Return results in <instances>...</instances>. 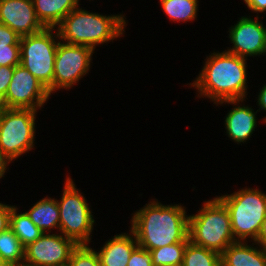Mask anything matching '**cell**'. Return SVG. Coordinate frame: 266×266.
I'll return each mask as SVG.
<instances>
[{
	"label": "cell",
	"instance_id": "obj_19",
	"mask_svg": "<svg viewBox=\"0 0 266 266\" xmlns=\"http://www.w3.org/2000/svg\"><path fill=\"white\" fill-rule=\"evenodd\" d=\"M9 228L18 237L24 247L37 240L43 234L26 213L17 214V208L14 206L10 213Z\"/></svg>",
	"mask_w": 266,
	"mask_h": 266
},
{
	"label": "cell",
	"instance_id": "obj_17",
	"mask_svg": "<svg viewBox=\"0 0 266 266\" xmlns=\"http://www.w3.org/2000/svg\"><path fill=\"white\" fill-rule=\"evenodd\" d=\"M79 0H33L35 13L46 28L59 25L64 17L78 7Z\"/></svg>",
	"mask_w": 266,
	"mask_h": 266
},
{
	"label": "cell",
	"instance_id": "obj_8",
	"mask_svg": "<svg viewBox=\"0 0 266 266\" xmlns=\"http://www.w3.org/2000/svg\"><path fill=\"white\" fill-rule=\"evenodd\" d=\"M36 112L0 107V149L11 160L33 148Z\"/></svg>",
	"mask_w": 266,
	"mask_h": 266
},
{
	"label": "cell",
	"instance_id": "obj_15",
	"mask_svg": "<svg viewBox=\"0 0 266 266\" xmlns=\"http://www.w3.org/2000/svg\"><path fill=\"white\" fill-rule=\"evenodd\" d=\"M221 266H266V250L236 241L221 254Z\"/></svg>",
	"mask_w": 266,
	"mask_h": 266
},
{
	"label": "cell",
	"instance_id": "obj_24",
	"mask_svg": "<svg viewBox=\"0 0 266 266\" xmlns=\"http://www.w3.org/2000/svg\"><path fill=\"white\" fill-rule=\"evenodd\" d=\"M67 266H101L97 252L87 245H78L71 253Z\"/></svg>",
	"mask_w": 266,
	"mask_h": 266
},
{
	"label": "cell",
	"instance_id": "obj_4",
	"mask_svg": "<svg viewBox=\"0 0 266 266\" xmlns=\"http://www.w3.org/2000/svg\"><path fill=\"white\" fill-rule=\"evenodd\" d=\"M188 236L193 244L219 254L236 242L229 212L217 197L205 202L196 215L189 216Z\"/></svg>",
	"mask_w": 266,
	"mask_h": 266
},
{
	"label": "cell",
	"instance_id": "obj_28",
	"mask_svg": "<svg viewBox=\"0 0 266 266\" xmlns=\"http://www.w3.org/2000/svg\"><path fill=\"white\" fill-rule=\"evenodd\" d=\"M13 72L14 67L0 66V103L5 98Z\"/></svg>",
	"mask_w": 266,
	"mask_h": 266
},
{
	"label": "cell",
	"instance_id": "obj_1",
	"mask_svg": "<svg viewBox=\"0 0 266 266\" xmlns=\"http://www.w3.org/2000/svg\"><path fill=\"white\" fill-rule=\"evenodd\" d=\"M181 205L151 201L134 213L131 230L138 246L150 251L177 242H189V216Z\"/></svg>",
	"mask_w": 266,
	"mask_h": 266
},
{
	"label": "cell",
	"instance_id": "obj_6",
	"mask_svg": "<svg viewBox=\"0 0 266 266\" xmlns=\"http://www.w3.org/2000/svg\"><path fill=\"white\" fill-rule=\"evenodd\" d=\"M53 28H45L41 32L20 38V64L35 76L53 93L54 63L59 33L52 34Z\"/></svg>",
	"mask_w": 266,
	"mask_h": 266
},
{
	"label": "cell",
	"instance_id": "obj_11",
	"mask_svg": "<svg viewBox=\"0 0 266 266\" xmlns=\"http://www.w3.org/2000/svg\"><path fill=\"white\" fill-rule=\"evenodd\" d=\"M77 246L64 235L43 233L24 248V262L32 266H67Z\"/></svg>",
	"mask_w": 266,
	"mask_h": 266
},
{
	"label": "cell",
	"instance_id": "obj_34",
	"mask_svg": "<svg viewBox=\"0 0 266 266\" xmlns=\"http://www.w3.org/2000/svg\"><path fill=\"white\" fill-rule=\"evenodd\" d=\"M0 266H8L6 264V262L2 259V257L0 256Z\"/></svg>",
	"mask_w": 266,
	"mask_h": 266
},
{
	"label": "cell",
	"instance_id": "obj_3",
	"mask_svg": "<svg viewBox=\"0 0 266 266\" xmlns=\"http://www.w3.org/2000/svg\"><path fill=\"white\" fill-rule=\"evenodd\" d=\"M122 15L103 16L78 7L69 12L57 26L59 39L68 44L95 46L123 35L125 19Z\"/></svg>",
	"mask_w": 266,
	"mask_h": 266
},
{
	"label": "cell",
	"instance_id": "obj_10",
	"mask_svg": "<svg viewBox=\"0 0 266 266\" xmlns=\"http://www.w3.org/2000/svg\"><path fill=\"white\" fill-rule=\"evenodd\" d=\"M49 96L48 89L20 64L14 67L11 82L0 107L37 111Z\"/></svg>",
	"mask_w": 266,
	"mask_h": 266
},
{
	"label": "cell",
	"instance_id": "obj_12",
	"mask_svg": "<svg viewBox=\"0 0 266 266\" xmlns=\"http://www.w3.org/2000/svg\"><path fill=\"white\" fill-rule=\"evenodd\" d=\"M229 38L233 43V48L227 52L245 58L246 56H255L264 54L266 46V27L263 23L251 19L250 17H241L235 26L229 30Z\"/></svg>",
	"mask_w": 266,
	"mask_h": 266
},
{
	"label": "cell",
	"instance_id": "obj_22",
	"mask_svg": "<svg viewBox=\"0 0 266 266\" xmlns=\"http://www.w3.org/2000/svg\"><path fill=\"white\" fill-rule=\"evenodd\" d=\"M188 242H177L150 250L153 266H182L184 250Z\"/></svg>",
	"mask_w": 266,
	"mask_h": 266
},
{
	"label": "cell",
	"instance_id": "obj_2",
	"mask_svg": "<svg viewBox=\"0 0 266 266\" xmlns=\"http://www.w3.org/2000/svg\"><path fill=\"white\" fill-rule=\"evenodd\" d=\"M246 59L224 51L207 58L199 77L192 83L201 96L219 104H238L246 95Z\"/></svg>",
	"mask_w": 266,
	"mask_h": 266
},
{
	"label": "cell",
	"instance_id": "obj_20",
	"mask_svg": "<svg viewBox=\"0 0 266 266\" xmlns=\"http://www.w3.org/2000/svg\"><path fill=\"white\" fill-rule=\"evenodd\" d=\"M24 248L10 228L0 233V256L8 266H14L24 262Z\"/></svg>",
	"mask_w": 266,
	"mask_h": 266
},
{
	"label": "cell",
	"instance_id": "obj_5",
	"mask_svg": "<svg viewBox=\"0 0 266 266\" xmlns=\"http://www.w3.org/2000/svg\"><path fill=\"white\" fill-rule=\"evenodd\" d=\"M217 198L229 212L236 241L249 237L255 242L266 217V195L259 189L246 188Z\"/></svg>",
	"mask_w": 266,
	"mask_h": 266
},
{
	"label": "cell",
	"instance_id": "obj_26",
	"mask_svg": "<svg viewBox=\"0 0 266 266\" xmlns=\"http://www.w3.org/2000/svg\"><path fill=\"white\" fill-rule=\"evenodd\" d=\"M127 266H153L150 251L137 246L131 253Z\"/></svg>",
	"mask_w": 266,
	"mask_h": 266
},
{
	"label": "cell",
	"instance_id": "obj_32",
	"mask_svg": "<svg viewBox=\"0 0 266 266\" xmlns=\"http://www.w3.org/2000/svg\"><path fill=\"white\" fill-rule=\"evenodd\" d=\"M11 161L12 160L0 149V178L3 177L7 169L6 166Z\"/></svg>",
	"mask_w": 266,
	"mask_h": 266
},
{
	"label": "cell",
	"instance_id": "obj_25",
	"mask_svg": "<svg viewBox=\"0 0 266 266\" xmlns=\"http://www.w3.org/2000/svg\"><path fill=\"white\" fill-rule=\"evenodd\" d=\"M20 65V45H7L0 48V66Z\"/></svg>",
	"mask_w": 266,
	"mask_h": 266
},
{
	"label": "cell",
	"instance_id": "obj_27",
	"mask_svg": "<svg viewBox=\"0 0 266 266\" xmlns=\"http://www.w3.org/2000/svg\"><path fill=\"white\" fill-rule=\"evenodd\" d=\"M20 38L14 30L0 22V48L7 45H20Z\"/></svg>",
	"mask_w": 266,
	"mask_h": 266
},
{
	"label": "cell",
	"instance_id": "obj_9",
	"mask_svg": "<svg viewBox=\"0 0 266 266\" xmlns=\"http://www.w3.org/2000/svg\"><path fill=\"white\" fill-rule=\"evenodd\" d=\"M94 50L88 46L60 43L58 41L54 63L53 92L71 88L90 67Z\"/></svg>",
	"mask_w": 266,
	"mask_h": 266
},
{
	"label": "cell",
	"instance_id": "obj_29",
	"mask_svg": "<svg viewBox=\"0 0 266 266\" xmlns=\"http://www.w3.org/2000/svg\"><path fill=\"white\" fill-rule=\"evenodd\" d=\"M13 206L0 203V233L6 231L10 224V213Z\"/></svg>",
	"mask_w": 266,
	"mask_h": 266
},
{
	"label": "cell",
	"instance_id": "obj_23",
	"mask_svg": "<svg viewBox=\"0 0 266 266\" xmlns=\"http://www.w3.org/2000/svg\"><path fill=\"white\" fill-rule=\"evenodd\" d=\"M162 8L173 21H188L197 15V0H160Z\"/></svg>",
	"mask_w": 266,
	"mask_h": 266
},
{
	"label": "cell",
	"instance_id": "obj_31",
	"mask_svg": "<svg viewBox=\"0 0 266 266\" xmlns=\"http://www.w3.org/2000/svg\"><path fill=\"white\" fill-rule=\"evenodd\" d=\"M255 243L259 244V246H261V248L266 250V217L262 223L261 230L259 232V235H258Z\"/></svg>",
	"mask_w": 266,
	"mask_h": 266
},
{
	"label": "cell",
	"instance_id": "obj_33",
	"mask_svg": "<svg viewBox=\"0 0 266 266\" xmlns=\"http://www.w3.org/2000/svg\"><path fill=\"white\" fill-rule=\"evenodd\" d=\"M258 105L261 109H264L266 111V85L262 87L259 95H258ZM266 122V119H264Z\"/></svg>",
	"mask_w": 266,
	"mask_h": 266
},
{
	"label": "cell",
	"instance_id": "obj_21",
	"mask_svg": "<svg viewBox=\"0 0 266 266\" xmlns=\"http://www.w3.org/2000/svg\"><path fill=\"white\" fill-rule=\"evenodd\" d=\"M182 266H221L220 254L189 241L184 250Z\"/></svg>",
	"mask_w": 266,
	"mask_h": 266
},
{
	"label": "cell",
	"instance_id": "obj_16",
	"mask_svg": "<svg viewBox=\"0 0 266 266\" xmlns=\"http://www.w3.org/2000/svg\"><path fill=\"white\" fill-rule=\"evenodd\" d=\"M229 138L241 143L248 140L256 127V116L253 109L237 106L229 111L225 118Z\"/></svg>",
	"mask_w": 266,
	"mask_h": 266
},
{
	"label": "cell",
	"instance_id": "obj_30",
	"mask_svg": "<svg viewBox=\"0 0 266 266\" xmlns=\"http://www.w3.org/2000/svg\"><path fill=\"white\" fill-rule=\"evenodd\" d=\"M244 2L254 12L266 11V0H244Z\"/></svg>",
	"mask_w": 266,
	"mask_h": 266
},
{
	"label": "cell",
	"instance_id": "obj_35",
	"mask_svg": "<svg viewBox=\"0 0 266 266\" xmlns=\"http://www.w3.org/2000/svg\"><path fill=\"white\" fill-rule=\"evenodd\" d=\"M14 266H32V265H28V264H26V263L24 262V263H20V264H18V265H14Z\"/></svg>",
	"mask_w": 266,
	"mask_h": 266
},
{
	"label": "cell",
	"instance_id": "obj_14",
	"mask_svg": "<svg viewBox=\"0 0 266 266\" xmlns=\"http://www.w3.org/2000/svg\"><path fill=\"white\" fill-rule=\"evenodd\" d=\"M131 233L134 237L122 233L106 242L101 250L97 252L101 266L128 265L131 253L138 246L134 233L132 231Z\"/></svg>",
	"mask_w": 266,
	"mask_h": 266
},
{
	"label": "cell",
	"instance_id": "obj_18",
	"mask_svg": "<svg viewBox=\"0 0 266 266\" xmlns=\"http://www.w3.org/2000/svg\"><path fill=\"white\" fill-rule=\"evenodd\" d=\"M31 221L43 232L60 225V214L57 200L44 198L38 201L32 208L25 212ZM47 230V231H46Z\"/></svg>",
	"mask_w": 266,
	"mask_h": 266
},
{
	"label": "cell",
	"instance_id": "obj_7",
	"mask_svg": "<svg viewBox=\"0 0 266 266\" xmlns=\"http://www.w3.org/2000/svg\"><path fill=\"white\" fill-rule=\"evenodd\" d=\"M65 183L62 198L57 201L60 214L59 230L77 245H87L95 220L86 199L79 194L74 182L68 177Z\"/></svg>",
	"mask_w": 266,
	"mask_h": 266
},
{
	"label": "cell",
	"instance_id": "obj_13",
	"mask_svg": "<svg viewBox=\"0 0 266 266\" xmlns=\"http://www.w3.org/2000/svg\"><path fill=\"white\" fill-rule=\"evenodd\" d=\"M0 22L21 37L46 28L35 13L33 0H0Z\"/></svg>",
	"mask_w": 266,
	"mask_h": 266
}]
</instances>
